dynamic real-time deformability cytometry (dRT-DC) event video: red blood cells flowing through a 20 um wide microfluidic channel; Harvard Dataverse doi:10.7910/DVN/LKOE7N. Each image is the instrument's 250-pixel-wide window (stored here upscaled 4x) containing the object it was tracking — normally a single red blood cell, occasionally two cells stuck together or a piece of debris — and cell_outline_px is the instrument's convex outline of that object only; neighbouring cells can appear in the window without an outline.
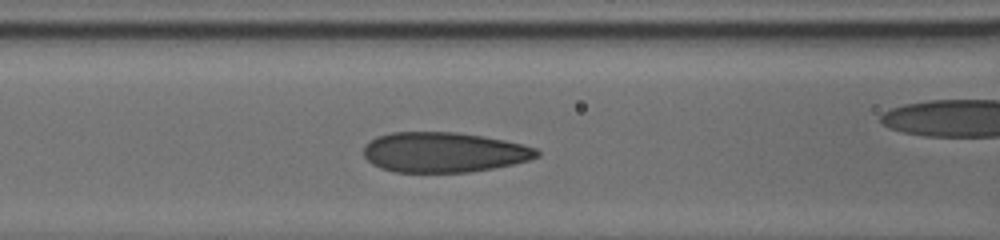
{"species": "human", "species_latin": "Homo sapiens", "temperature_condition": "cold", "stored_images_in_passage": 10, "camera_frame_rate_fps": 3000, "um_per_image_px": 0.085, "donor": {"sex": "male"}, "frame": {"image": 1, "passage_image": 6, "time_ms": 3.333, "image_size_px": [1000, 240], "cell_outline_px": [[540, 156], [528, 160], [512, 164], [492, 168], [468, 172], [396, 172], [380, 168], [372, 164], [364, 156], [364, 144], [376, 136], [392, 132], [456, 132], [504, 140], [524, 144], [536, 148], [540, 152]], "centroid_in_image_um": [37.71, 12.94], "position_along_channel_um": 128.9, "area_um2": 40.52}}
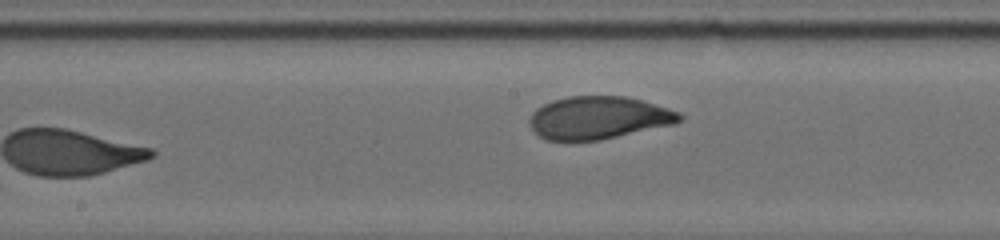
{"frame": {"image": 2, "passage_image": 10, "time_ms": 6.333, "image_size_px": [1000, 240], "cell_outline_px": [[684, 116], [676, 124], [600, 140], [548, 140], [540, 136], [528, 124], [528, 120], [532, 112], [536, 108], [552, 100], [568, 96], [628, 96], [668, 108], [680, 112]], "centroid_in_image_um": [50.89, 10.0], "position_along_channel_um": 197.3, "area_um2": 37.45}}